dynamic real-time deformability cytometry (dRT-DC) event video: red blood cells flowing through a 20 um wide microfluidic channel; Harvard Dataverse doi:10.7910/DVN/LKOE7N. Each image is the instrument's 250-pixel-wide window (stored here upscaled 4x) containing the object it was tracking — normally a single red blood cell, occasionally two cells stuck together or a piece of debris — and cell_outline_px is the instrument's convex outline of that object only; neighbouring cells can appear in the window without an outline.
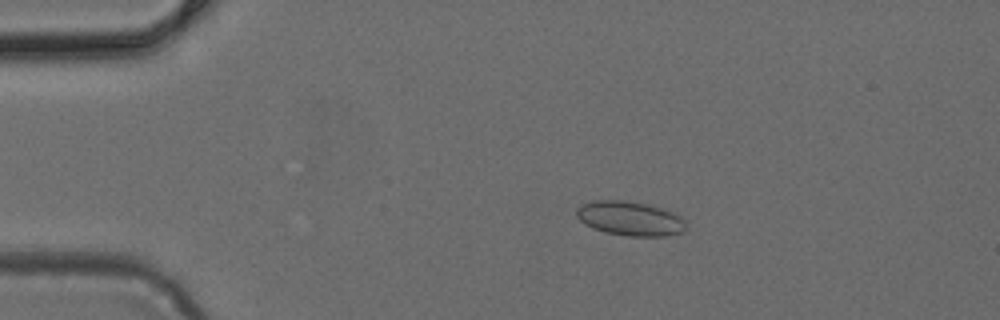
{"species": "common noctule bat (a hibernating species)", "species_latin": "Nyctalus noctula", "temperature_condition": "cold", "stored_images_in_passage": 48, "camera_frame_rate_fps": 3000, "um_per_image_px": 0.085, "animal": {"sex": "female", "body_mass_g": 24.6, "forearm_length_mm": 56.2}, "frame": {"image": 1, "passage_image": 9, "time_ms": 2.667, "image_size_px": [1000, 320], "cell_outline_px": [[688, 220], [684, 232], [664, 236], [628, 236], [604, 232], [592, 228], [584, 224], [576, 216], [576, 208], [592, 200], [624, 200], [648, 204], [676, 212]], "centroid_in_image_um": [53.6, 18.57], "position_along_channel_um": 31.4, "area_um2": 22.37}}
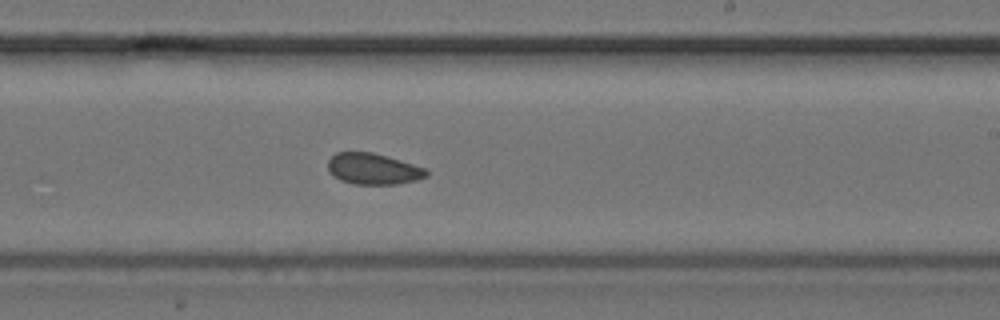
{"frame": {"image": 2, "passage_image": 29, "time_ms": 9.333, "image_size_px": [1000, 320], "cell_outline_px": [[428, 176], [416, 180], [396, 184], [352, 184], [340, 180], [332, 176], [328, 168], [328, 160], [336, 152], [372, 152], [388, 156], [424, 168], [428, 172]], "centroid_in_image_um": [31.69, 14.36], "position_along_channel_um": 257.3, "area_um2": 17.86}}
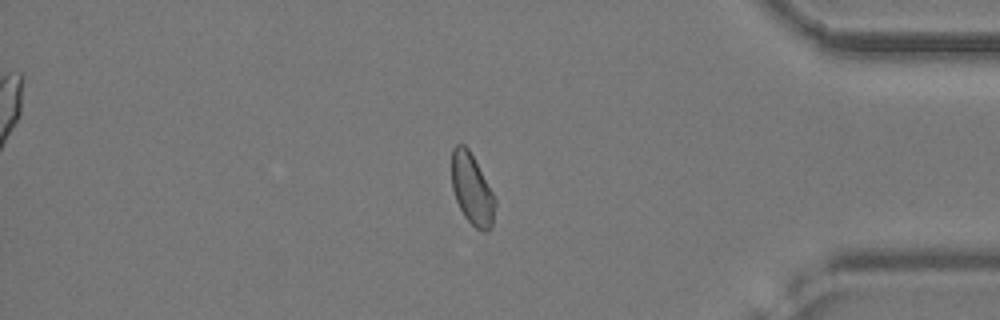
{"frame": {"image": 3, "passage_image": 41, "time_ms": 13.333, "image_size_px": [1000, 320], "cell_outline_px": [[496, 204], [492, 224], [488, 232], [480, 232], [464, 216], [456, 200], [452, 188], [452, 148], [456, 144], [464, 144], [468, 148], [496, 196]], "centroid_in_image_um": [40.14, 16.1], "position_along_channel_um": 395.1, "area_um2": 18.15}}